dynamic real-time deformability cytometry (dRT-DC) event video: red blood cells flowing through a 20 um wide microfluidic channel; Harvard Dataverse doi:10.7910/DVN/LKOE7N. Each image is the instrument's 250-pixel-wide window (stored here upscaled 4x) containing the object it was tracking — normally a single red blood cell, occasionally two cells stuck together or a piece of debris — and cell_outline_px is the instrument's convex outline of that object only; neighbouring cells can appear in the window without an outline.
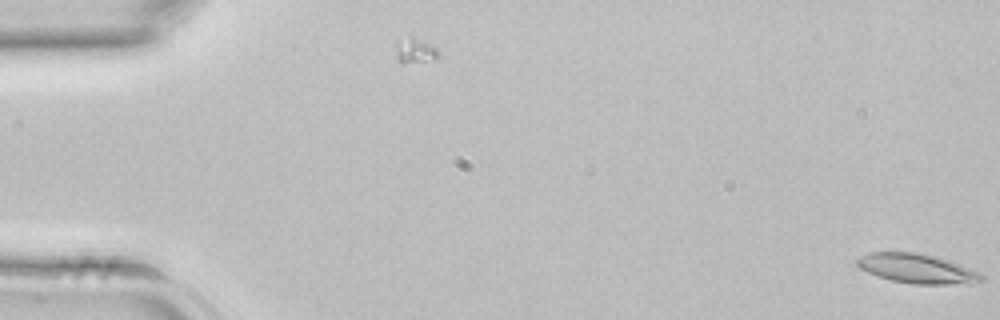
{"species": "common noctule bat (a hibernating species)", "species_latin": "Nyctalus noctula", "temperature_condition": "room temperature", "stored_images_in_passage": 2, "camera_frame_rate_fps": 3000, "um_per_image_px": 0.085, "animal": {"sex": "female", "body_mass_g": 22.7, "forearm_length_mm": 54.2}, "frame": {"image": 1, "passage_image": 2, "time_ms": 0.333, "image_size_px": [1000, 320], "cell_outline_px": [[984, 280], [948, 284], [912, 284], [892, 280], [876, 276], [860, 268], [856, 264], [856, 260], [860, 256], [868, 252], [916, 252], [932, 256], [980, 272], [984, 276]], "centroid_in_image_um": [77.85, 22.82], "position_along_channel_um": 7.1, "area_um2": 20.87}}